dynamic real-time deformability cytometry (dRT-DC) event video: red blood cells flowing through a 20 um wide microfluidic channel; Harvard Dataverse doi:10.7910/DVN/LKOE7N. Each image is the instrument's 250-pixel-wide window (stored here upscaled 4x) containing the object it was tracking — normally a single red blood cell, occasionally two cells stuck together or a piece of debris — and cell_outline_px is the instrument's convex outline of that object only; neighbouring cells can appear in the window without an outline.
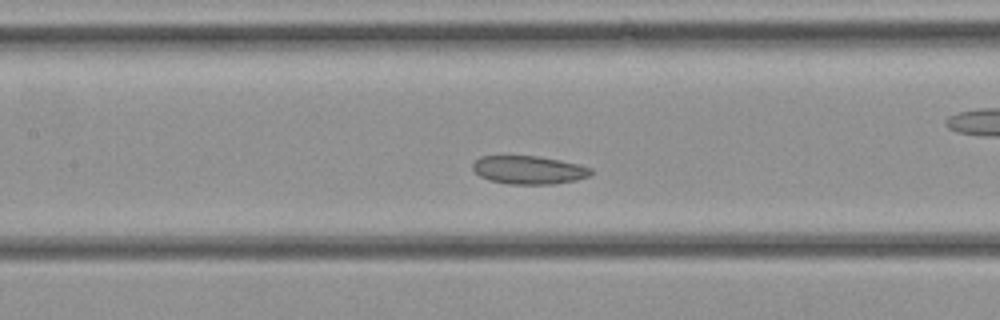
{"species": "common noctule bat (a hibernating species)", "species_latin": "Nyctalus noctula", "temperature_condition": "cold", "stored_images_in_passage": 29, "camera_frame_rate_fps": 3000, "um_per_image_px": 0.085, "animal": {"sex": "female", "body_mass_g": 21.9}, "frame": {"image": 1, "passage_image": 9, "time_ms": 2.667, "image_size_px": [1000, 320], "cell_outline_px": [[592, 176], [576, 180], [552, 184], [508, 184], [492, 180], [480, 176], [472, 168], [472, 164], [480, 156], [540, 156], [580, 164], [592, 168]], "centroid_in_image_um": [45.0, 14.44], "position_along_channel_um": 162.4, "area_um2": 19.54}}
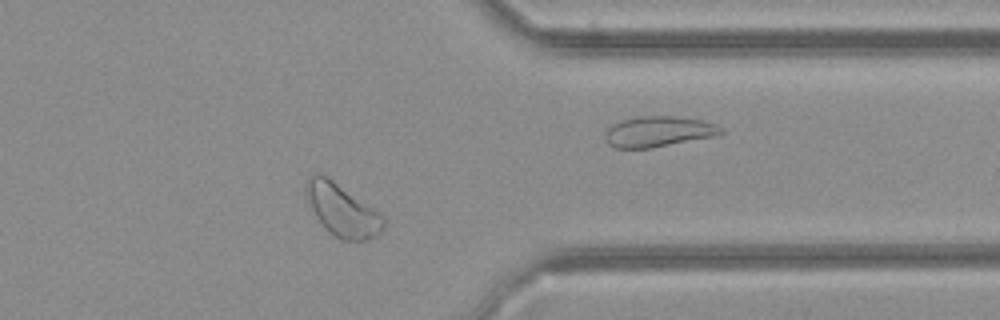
{"frame": {"image": 2, "passage_image": 21, "time_ms": 6.667, "image_size_px": [1000, 320], "cell_outline_px": [[384, 224], [380, 232], [376, 236], [364, 240], [340, 240], [328, 232], [324, 228], [316, 216], [304, 196], [304, 184], [308, 176], [312, 172], [320, 172], [328, 176], [384, 216]], "centroid_in_image_um": [29.0, 17.81], "position_along_channel_um": 382.4, "area_um2": 23.87}}